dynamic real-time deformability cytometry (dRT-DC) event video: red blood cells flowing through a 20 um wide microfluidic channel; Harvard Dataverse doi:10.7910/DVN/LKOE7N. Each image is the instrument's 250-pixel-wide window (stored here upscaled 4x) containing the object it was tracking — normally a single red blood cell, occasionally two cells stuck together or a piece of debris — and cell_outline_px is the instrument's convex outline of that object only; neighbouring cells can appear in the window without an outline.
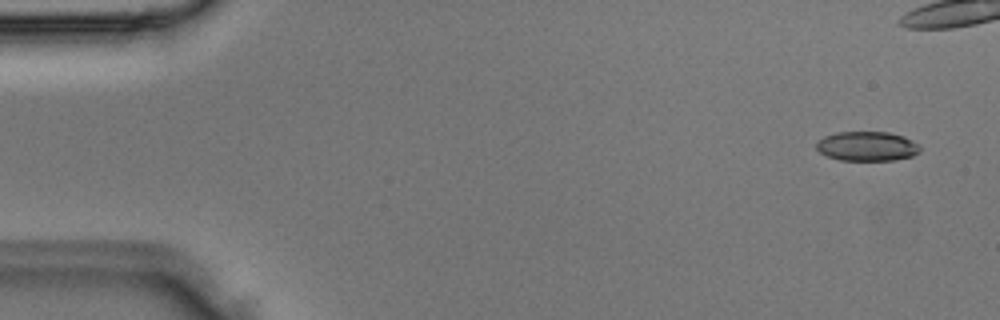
{"species": "Egyptian fruit bat (a non-hibernating species)", "species_latin": "Rousettus aegyptiacus", "temperature_condition": "room temperature", "stored_images_in_passage": 7, "camera_frame_rate_fps": 3000, "um_per_image_px": 0.085, "animal": {"sex": "male"}, "frame": {"image": 1, "passage_image": 1, "time_ms": 0.0, "image_size_px": [1000, 320], "cell_outline_px": [[920, 152], [912, 156], [892, 160], [840, 160], [828, 156], [820, 152], [816, 148], [816, 144], [824, 136], [836, 132], [888, 132], [904, 136], [920, 144]], "centroid_in_image_um": [73.73, 12.42], "position_along_channel_um": 11.3, "area_um2": 17.8}}
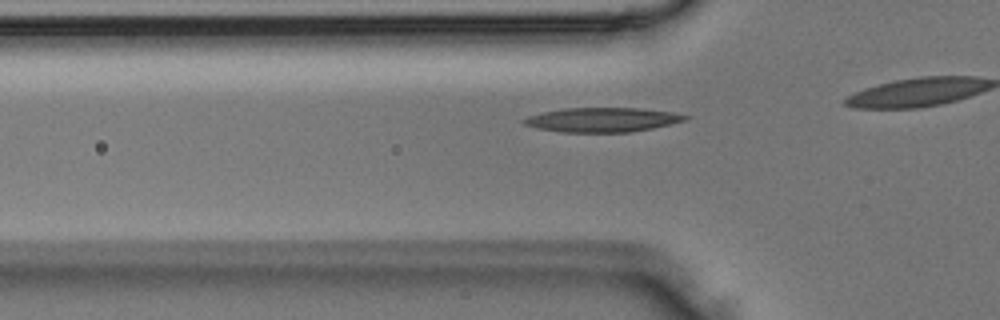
{"frame": {"image": 2, "passage_image": 5, "time_ms": 1.333, "image_size_px": [1000, 320], "cell_outline_px": [[692, 116], [688, 120], [672, 124], [632, 132], [560, 132], [540, 128], [524, 124], [520, 120], [528, 116], [544, 112], [564, 108], [640, 108], [672, 112]], "centroid_in_image_um": [51.26, 10.18], "position_along_channel_um": 74.5, "area_um2": 22.95}}
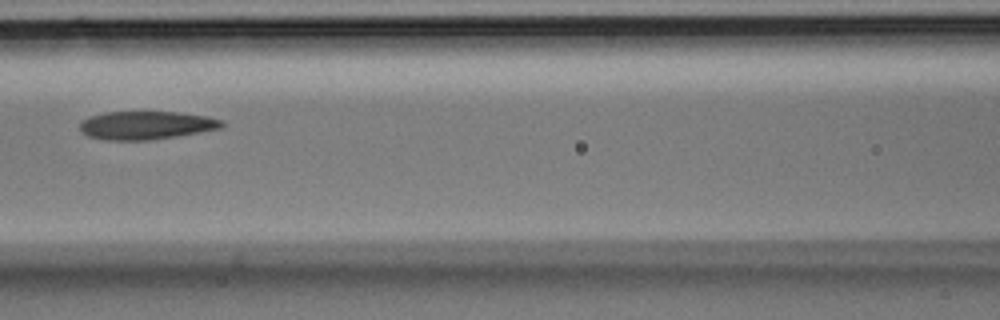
{"frame": {"image": 3, "passage_image": 7, "time_ms": 2.0, "image_size_px": [1000, 320], "cell_outline_px": [[224, 124], [220, 128], [176, 136], [152, 140], [104, 140], [88, 136], [80, 132], [80, 124], [84, 120], [92, 116], [104, 112], [176, 112], [208, 116], [220, 120]], "centroid_in_image_um": [12.39, 10.65], "position_along_channel_um": 154.2, "area_um2": 23.18}}